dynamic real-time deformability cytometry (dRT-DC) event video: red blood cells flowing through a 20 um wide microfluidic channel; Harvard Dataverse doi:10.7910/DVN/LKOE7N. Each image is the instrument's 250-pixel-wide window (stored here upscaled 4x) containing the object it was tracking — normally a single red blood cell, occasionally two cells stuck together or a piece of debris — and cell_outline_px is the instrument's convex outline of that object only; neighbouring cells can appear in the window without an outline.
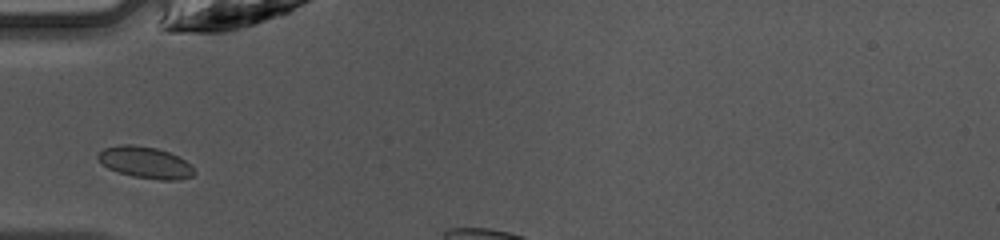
{"species": "common noctule bat (a hibernating species)", "species_latin": "Nyctalus noctula", "temperature_condition": "warm", "stored_images_in_passage": 10, "camera_frame_rate_fps": 3000, "um_per_image_px": 0.085, "animal": {"sex": "female", "body_mass_g": 10.0, "forearm_length_mm": 53.1}, "frame": {"image": 1, "passage_image": 1, "time_ms": 0.0, "image_size_px": [1000, 240], "cell_outline_px": [[196, 172], [192, 176], [180, 180], [160, 180], [132, 176], [108, 168], [96, 156], [104, 148], [120, 144], [132, 144], [156, 148], [168, 152], [184, 160]], "centroid_in_image_um": [12.35, 13.81], "position_along_channel_um": 72.7, "area_um2": 17.46}}